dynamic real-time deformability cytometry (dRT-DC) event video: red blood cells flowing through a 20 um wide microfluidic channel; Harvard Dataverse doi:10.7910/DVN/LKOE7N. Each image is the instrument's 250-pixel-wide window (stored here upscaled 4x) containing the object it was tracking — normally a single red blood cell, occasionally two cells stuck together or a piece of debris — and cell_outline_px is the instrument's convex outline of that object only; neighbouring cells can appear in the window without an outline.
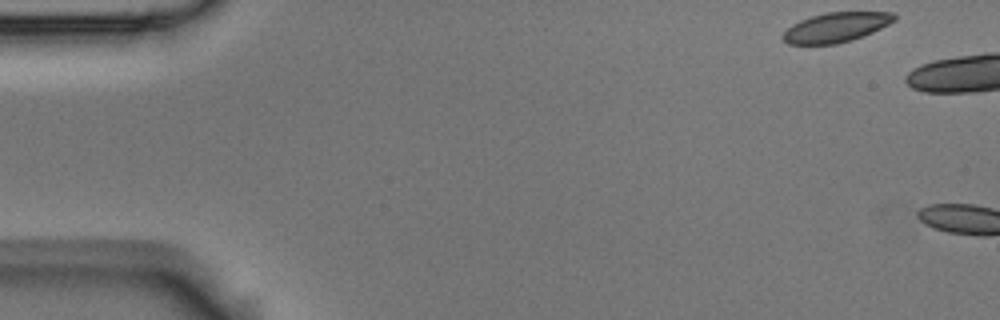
{"species": "Egyptian fruit bat (a non-hibernating species)", "species_latin": "Rousettus aegyptiacus", "temperature_condition": "room temperature", "stored_images_in_passage": 8, "camera_frame_rate_fps": 3000, "um_per_image_px": 0.085, "animal": {"sex": "male"}, "frame": {"image": 1, "passage_image": 1, "time_ms": 0.0, "image_size_px": [1000, 320], "cell_outline_px": [[896, 20], [872, 32], [852, 40], [836, 44], [788, 44], [780, 36], [792, 24], [800, 20], [812, 16], [828, 12], [892, 12], [896, 16]], "centroid_in_image_um": [71.05, 2.32], "position_along_channel_um": 14.0, "area_um2": 19.13}}